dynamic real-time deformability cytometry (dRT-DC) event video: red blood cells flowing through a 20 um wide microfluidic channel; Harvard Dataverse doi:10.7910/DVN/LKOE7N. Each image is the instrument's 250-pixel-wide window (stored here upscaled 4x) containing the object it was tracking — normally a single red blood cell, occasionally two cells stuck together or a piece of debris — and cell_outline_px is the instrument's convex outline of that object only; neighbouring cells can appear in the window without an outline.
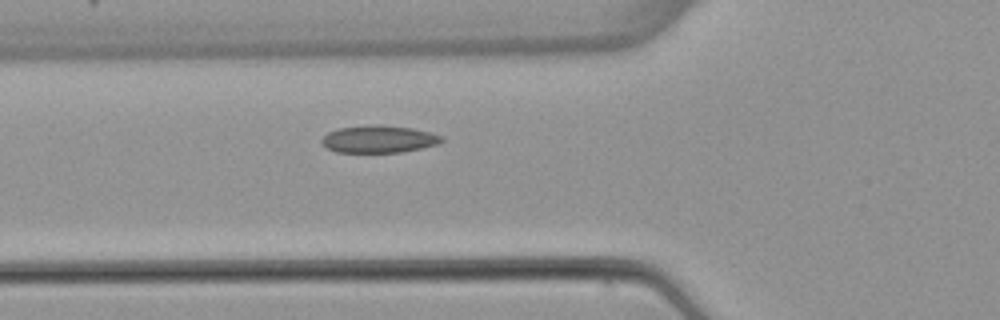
{"species": "common noctule bat (a hibernating species)", "species_latin": "Nyctalus noctula", "temperature_condition": "warm", "stored_images_in_passage": 5, "camera_frame_rate_fps": 3000, "um_per_image_px": 0.085, "animal": {"sex": "female", "body_mass_g": 22.7, "forearm_length_mm": 54.2}, "frame": {"image": 1, "passage_image": 5, "time_ms": 5.0, "image_size_px": [1000, 320], "cell_outline_px": [[444, 140], [436, 144], [420, 148], [400, 152], [336, 152], [328, 148], [320, 140], [328, 132], [340, 128], [376, 124], [412, 128], [444, 136]], "centroid_in_image_um": [32.2, 11.82], "position_along_channel_um": 93.6, "area_um2": 18.84}}